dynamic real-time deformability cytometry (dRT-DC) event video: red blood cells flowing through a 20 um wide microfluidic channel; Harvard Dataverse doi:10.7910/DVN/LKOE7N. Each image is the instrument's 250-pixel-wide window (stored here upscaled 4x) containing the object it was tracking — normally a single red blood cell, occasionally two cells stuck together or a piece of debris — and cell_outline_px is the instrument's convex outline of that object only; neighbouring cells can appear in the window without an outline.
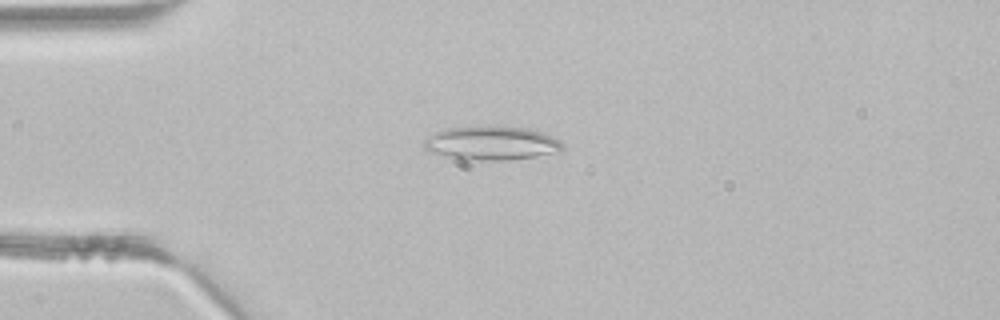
{"species": "common noctule bat (a hibernating species)", "species_latin": "Nyctalus noctula", "temperature_condition": "room temperature", "stored_images_in_passage": 34, "segment_of_instrument_passage": [1, 2], "camera_frame_rate_fps": 3000, "um_per_image_px": 0.085, "animal": {"sex": "male", "body_mass_g": 21.5, "forearm_length_mm": 52.0}, "frame": {"image": 1, "passage_image": 1, "time_ms": 0.0, "image_size_px": [1000, 320], "cell_outline_px": [[564, 148], [560, 152], [536, 156], [508, 160], [464, 160], [436, 152], [424, 148], [424, 140], [428, 136], [436, 132], [448, 128], [528, 128], [544, 132], [560, 140], [564, 144]], "centroid_in_image_um": [41.87, 12.19], "position_along_channel_um": 43.1, "area_um2": 26.59}}
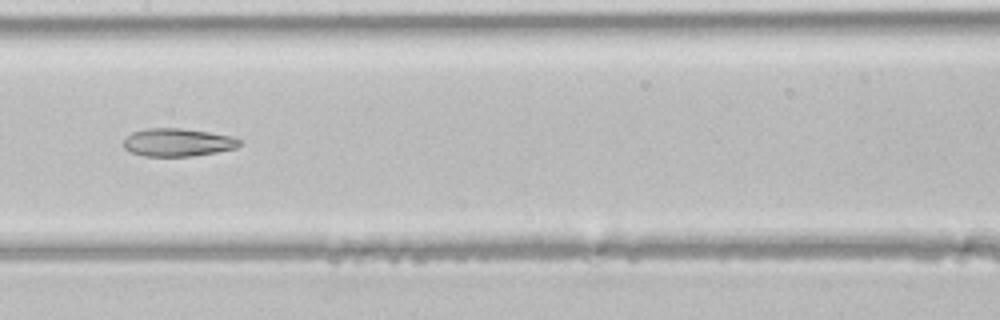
{"frame": {"image": 2, "passage_image": 12, "time_ms": 3.667, "image_size_px": [1000, 320], "cell_outline_px": [[240, 144], [236, 148], [216, 152], [192, 156], [144, 156], [132, 152], [124, 148], [124, 140], [132, 132], [148, 128], [180, 128], [208, 132], [232, 136], [240, 140]], "centroid_in_image_um": [15.1, 12.1], "position_along_channel_um": 192.3, "area_um2": 18.73}}
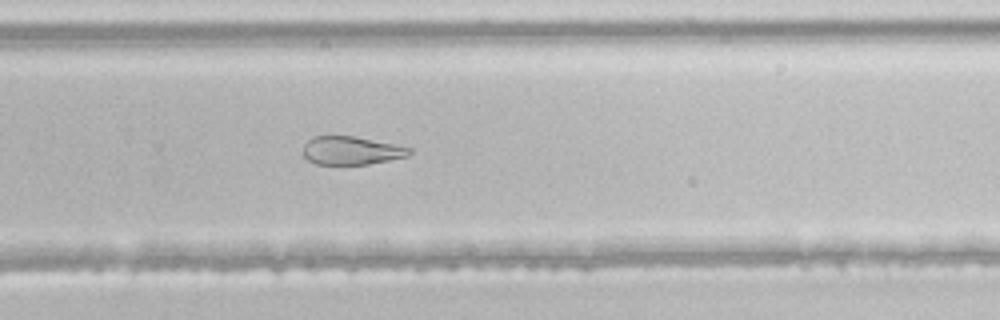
{"frame": {"image": 3, "passage_image": 19, "time_ms": 6.0, "image_size_px": [1000, 320], "cell_outline_px": [[412, 152], [408, 156], [368, 164], [316, 164], [308, 160], [300, 152], [304, 144], [312, 136], [352, 136], [412, 148]], "centroid_in_image_um": [29.8, 12.8], "position_along_channel_um": 300.0, "area_um2": 17.46}}